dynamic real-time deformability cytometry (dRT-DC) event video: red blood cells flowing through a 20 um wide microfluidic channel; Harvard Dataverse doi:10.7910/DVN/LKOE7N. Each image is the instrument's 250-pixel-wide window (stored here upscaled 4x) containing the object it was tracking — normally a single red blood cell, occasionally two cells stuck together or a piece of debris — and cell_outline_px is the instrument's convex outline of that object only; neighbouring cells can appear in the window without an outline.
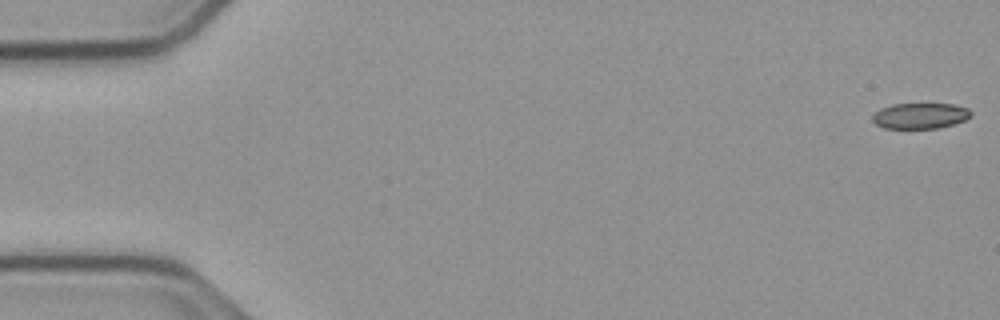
{"species": "common noctule bat (a hibernating species)", "species_latin": "Nyctalus noctula", "temperature_condition": "cold", "stored_images_in_passage": 43, "camera_frame_rate_fps": 3000, "um_per_image_px": 0.085, "animal": {"sex": "male", "body_mass_g": 23.1, "forearm_length_mm": 52.7}, "frame": {"image": 1, "passage_image": 1, "time_ms": 0.0, "image_size_px": [1000, 320], "cell_outline_px": [[972, 116], [964, 120], [952, 124], [936, 128], [884, 128], [876, 124], [872, 120], [872, 116], [880, 108], [892, 104], [952, 104], [968, 108], [972, 112]], "centroid_in_image_um": [78.21, 9.83], "position_along_channel_um": 6.8, "area_um2": 14.68}}
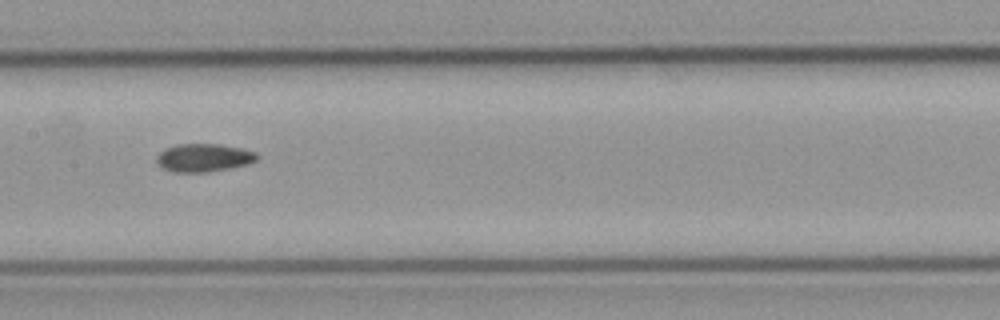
{"frame": {"image": 2, "passage_image": 27, "time_ms": 8.667, "image_size_px": [1000, 320], "cell_outline_px": [[256, 160], [248, 164], [208, 172], [172, 172], [156, 164], [156, 156], [164, 148], [176, 144], [220, 144], [240, 148], [256, 152]], "centroid_in_image_um": [17.26, 13.4], "position_along_channel_um": 190.1, "area_um2": 16.42}}
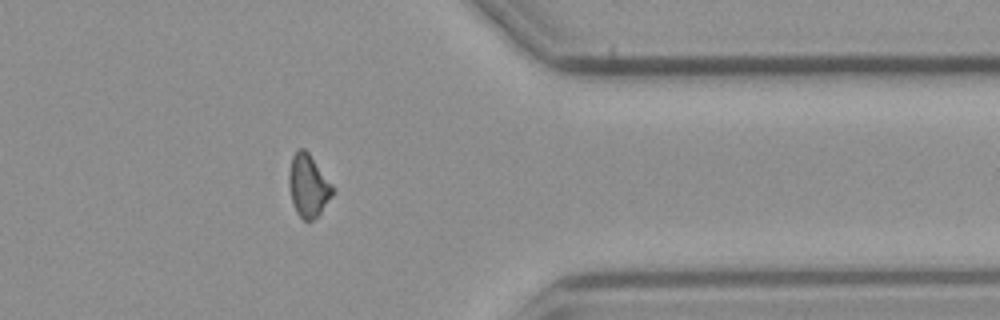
{"frame": {"image": 3, "passage_image": 42, "time_ms": 13.667, "image_size_px": [1000, 320], "cell_outline_px": [[336, 192], [320, 212], [312, 220], [304, 220], [296, 212], [292, 200], [288, 184], [288, 172], [292, 156], [300, 148], [304, 148], [308, 152], [336, 188]], "centroid_in_image_um": [26.22, 15.77], "position_along_channel_um": 385.2, "area_um2": 16.01}}